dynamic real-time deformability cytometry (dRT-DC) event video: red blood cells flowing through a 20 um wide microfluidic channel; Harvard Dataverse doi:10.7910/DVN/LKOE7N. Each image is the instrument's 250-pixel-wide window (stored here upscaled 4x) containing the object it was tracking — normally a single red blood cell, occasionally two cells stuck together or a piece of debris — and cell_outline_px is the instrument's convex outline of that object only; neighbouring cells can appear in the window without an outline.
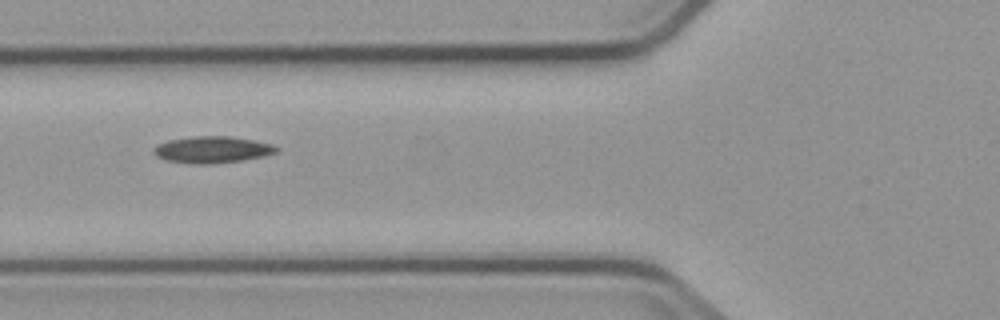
{"species": "common noctule bat (a hibernating species)", "species_latin": "Nyctalus noctula", "temperature_condition": "cold", "stored_images_in_passage": 4, "camera_frame_rate_fps": 3000, "um_per_image_px": 0.085, "animal": {"sex": "male", "body_mass_g": 23.1, "forearm_length_mm": 52.7}, "frame": {"image": 1, "passage_image": 2, "time_ms": 1.0, "image_size_px": [1000, 320], "cell_outline_px": [[280, 148], [276, 152], [264, 156], [244, 160], [212, 164], [192, 164], [164, 160], [156, 156], [152, 152], [152, 148], [168, 140], [192, 136], [232, 136], [272, 144]], "centroid_in_image_um": [18.02, 12.72], "position_along_channel_um": 107.8, "area_um2": 19.25}}
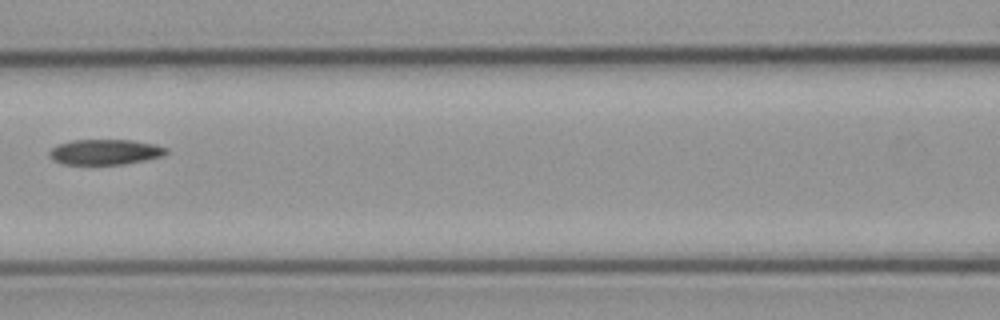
{"frame": {"image": 2, "passage_image": 3, "time_ms": 2.333, "image_size_px": [1000, 320], "cell_outline_px": [[168, 152], [160, 156], [144, 160], [124, 164], [64, 164], [56, 160], [48, 152], [52, 148], [60, 144], [72, 140], [132, 140], [156, 144], [168, 148]], "centroid_in_image_um": [8.98, 12.91], "position_along_channel_um": 157.6, "area_um2": 16.99}}
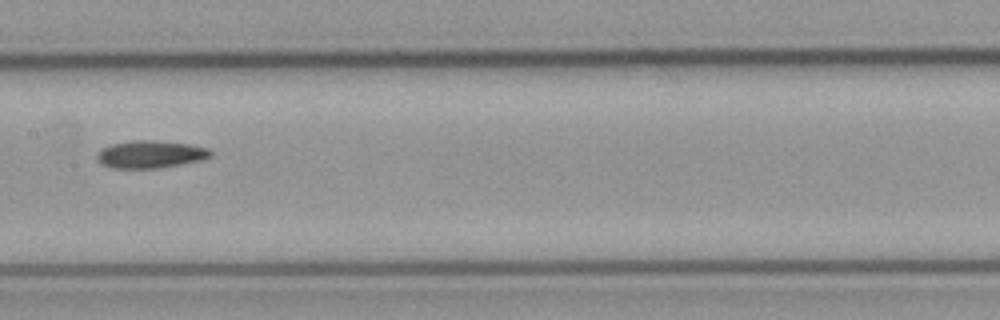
{"frame": {"image": 3, "passage_image": 4, "time_ms": 3.333, "image_size_px": [1000, 320], "cell_outline_px": [[212, 156], [200, 160], [180, 164], [156, 168], [112, 168], [100, 164], [96, 160], [96, 156], [104, 148], [112, 144], [132, 140], [152, 140], [192, 144], [208, 148], [212, 152]], "centroid_in_image_um": [12.79, 13.11], "position_along_channel_um": 194.6, "area_um2": 18.15}}